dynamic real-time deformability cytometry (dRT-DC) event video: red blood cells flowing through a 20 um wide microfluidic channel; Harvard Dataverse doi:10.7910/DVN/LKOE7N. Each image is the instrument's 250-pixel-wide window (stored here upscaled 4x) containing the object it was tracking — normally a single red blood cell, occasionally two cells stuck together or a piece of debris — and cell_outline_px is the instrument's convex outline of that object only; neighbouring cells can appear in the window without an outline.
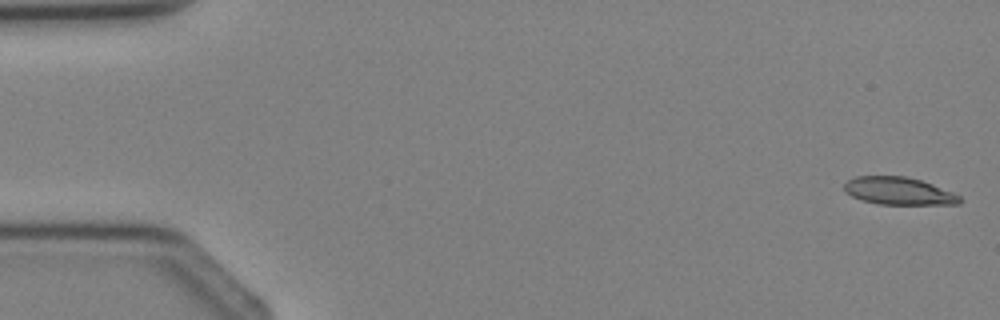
{"species": "Egyptian fruit bat (a non-hibernating species)", "species_latin": "Rousettus aegyptiacus", "temperature_condition": "cold", "stored_images_in_passage": 4, "camera_frame_rate_fps": 3000, "um_per_image_px": 0.085, "animal": {"sex": "female"}, "frame": {"image": 1, "passage_image": 1, "time_ms": 0.0, "image_size_px": [1000, 320], "cell_outline_px": [[964, 200], [960, 204], [880, 204], [860, 200], [852, 196], [844, 188], [844, 184], [848, 180], [856, 176], [904, 176], [920, 180], [932, 184], [952, 192], [960, 196]], "centroid_in_image_um": [76.41, 16.24], "position_along_channel_um": 8.6, "area_um2": 18.44}}
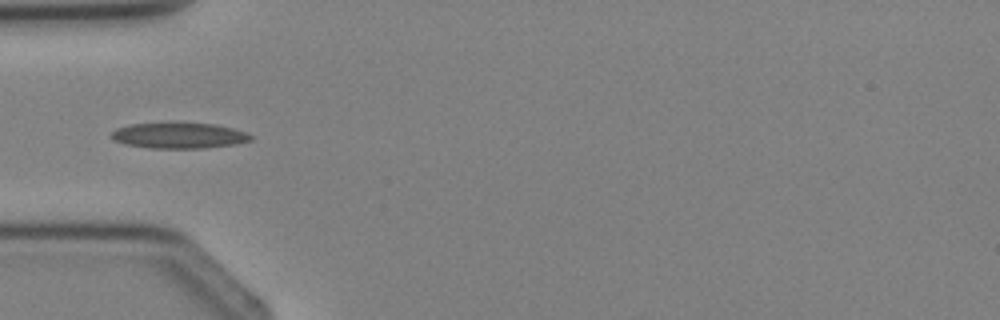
{"frame": {"image": 2, "passage_image": 4, "time_ms": 3.667, "image_size_px": [1000, 320], "cell_outline_px": [[252, 140], [236, 144], [204, 148], [148, 148], [124, 144], [116, 140], [112, 136], [112, 132], [116, 128], [132, 124], [172, 120], [212, 124], [232, 128], [244, 132], [252, 136]], "centroid_in_image_um": [15.19, 11.48], "position_along_channel_um": 69.8, "area_um2": 21.5}}